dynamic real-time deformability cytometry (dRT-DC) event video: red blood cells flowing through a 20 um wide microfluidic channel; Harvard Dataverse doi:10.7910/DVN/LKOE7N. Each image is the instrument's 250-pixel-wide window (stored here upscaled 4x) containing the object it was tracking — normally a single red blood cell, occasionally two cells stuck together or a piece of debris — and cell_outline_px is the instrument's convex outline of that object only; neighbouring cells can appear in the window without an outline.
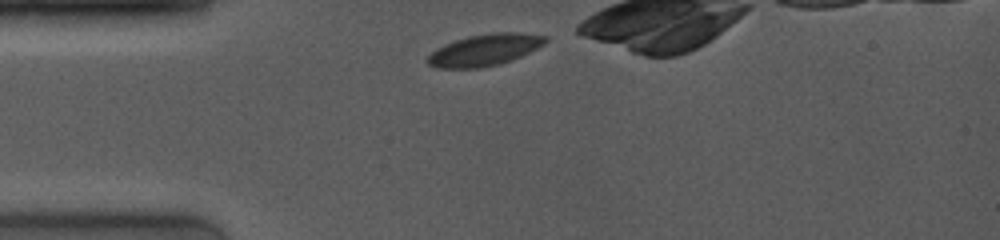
{"species": "common noctule bat (a hibernating species)", "species_latin": "Nyctalus noctula", "temperature_condition": "room temperature", "stored_images_in_passage": 32, "camera_frame_rate_fps": 4000, "um_per_image_px": 0.085, "animal": {"sex": "female", "body_mass_g": 19.0, "forearm_length_mm": 53.3}, "frame": {"image": 1, "passage_image": 1, "time_ms": 0.0, "image_size_px": [1000, 240], "cell_outline_px": [[548, 40], [544, 44], [512, 60], [500, 64], [480, 68], [436, 68], [428, 64], [424, 60], [436, 48], [444, 44], [468, 36], [492, 32], [520, 32], [548, 36]], "centroid_in_image_um": [41.18, 4.24], "position_along_channel_um": 43.8, "area_um2": 21.85}}
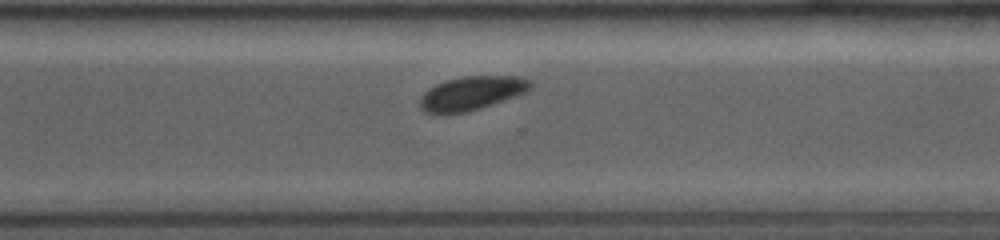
{"frame": {"image": 2, "passage_image": 23, "time_ms": 7.75, "image_size_px": [1000, 240], "cell_outline_px": [[532, 88], [524, 92], [480, 108], [464, 112], [424, 112], [420, 108], [420, 100], [424, 92], [428, 88], [444, 80], [464, 76], [520, 76], [532, 80]], "centroid_in_image_um": [40.09, 7.88], "position_along_channel_um": 330.5, "area_um2": 21.39}}
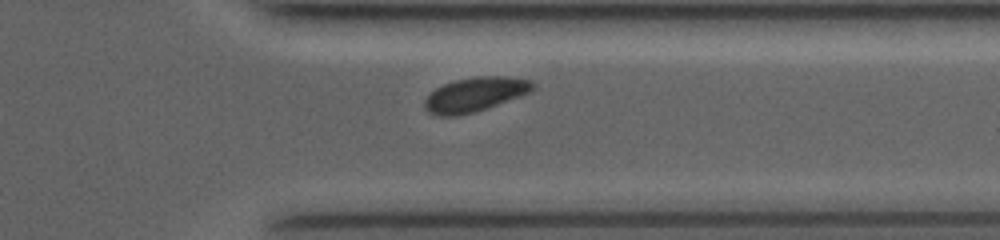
{"frame": {"image": 3, "passage_image": 26, "time_ms": 8.75, "image_size_px": [1000, 240], "cell_outline_px": [[536, 88], [532, 92], [476, 112], [456, 116], [436, 116], [428, 112], [424, 108], [424, 100], [436, 88], [444, 84], [456, 80], [476, 76], [508, 76], [532, 80], [536, 84]], "centroid_in_image_um": [40.42, 8.03], "position_along_channel_um": 371.0, "area_um2": 21.91}, "authors_computed_cell_mechanics": {"area_um2": 21.8484, "velocity_mm_per_s": 3.9579, "shape_relaxation_time_tau1_ms": 2.354, "shape_relaxation_time_tau2_ms": null, "deformation_change_tau1": 0.1038, "deformation_change_tau2": null}}